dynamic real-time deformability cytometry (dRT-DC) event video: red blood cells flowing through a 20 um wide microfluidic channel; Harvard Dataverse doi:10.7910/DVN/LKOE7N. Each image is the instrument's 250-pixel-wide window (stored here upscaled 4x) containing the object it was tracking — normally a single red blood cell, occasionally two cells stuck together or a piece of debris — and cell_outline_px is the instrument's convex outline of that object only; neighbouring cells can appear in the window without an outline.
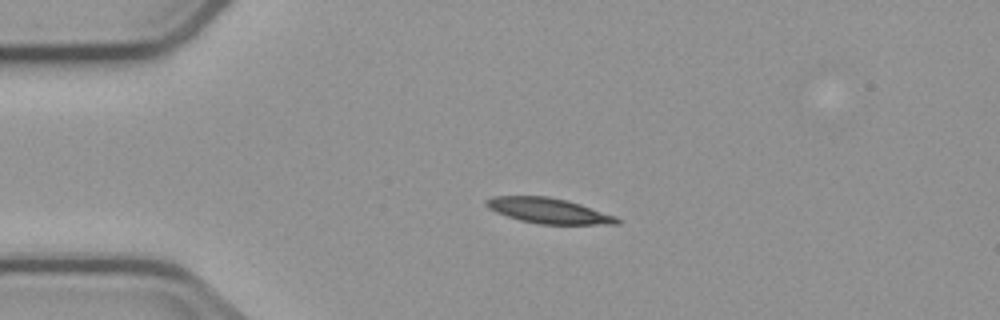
{"species": "common noctule bat (a hibernating species)", "species_latin": "Nyctalus noctula", "temperature_condition": "cold", "stored_images_in_passage": 9, "segment_of_instrument_passage": [1, 2], "camera_frame_rate_fps": 3000, "um_per_image_px": 0.085, "animal": {"sex": "male", "body_mass_g": 23.1, "forearm_length_mm": 52.7}, "frame": {"image": 1, "passage_image": 1, "time_ms": 0.0, "image_size_px": [1000, 320], "cell_outline_px": [[620, 224], [540, 224], [520, 220], [496, 212], [488, 208], [484, 204], [484, 200], [492, 196], [548, 196], [568, 200], [616, 216], [620, 220]], "centroid_in_image_um": [46.6, 17.9], "position_along_channel_um": 38.4, "area_um2": 19.31}}